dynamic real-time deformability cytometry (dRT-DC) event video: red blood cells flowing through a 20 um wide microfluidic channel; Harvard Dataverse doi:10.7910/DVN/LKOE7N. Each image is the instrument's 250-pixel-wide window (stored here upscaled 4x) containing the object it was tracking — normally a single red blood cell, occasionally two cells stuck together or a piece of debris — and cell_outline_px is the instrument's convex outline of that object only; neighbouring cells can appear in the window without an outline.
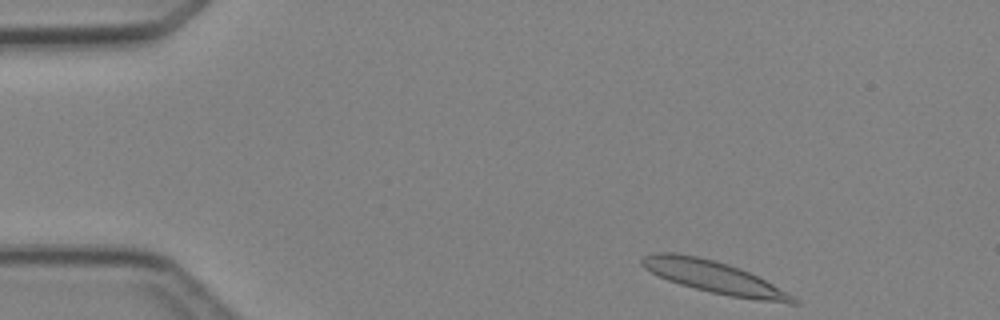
{"species": "Egyptian fruit bat (a non-hibernating species)", "species_latin": "Rousettus aegyptiacus", "temperature_condition": "cold", "stored_images_in_passage": 3, "camera_frame_rate_fps": 3000, "um_per_image_px": 0.085, "animal": {"sex": "female"}, "frame": {"image": 1, "passage_image": 1, "time_ms": 0.0, "image_size_px": [1000, 320], "cell_outline_px": [[800, 304], [788, 304], [728, 296], [680, 284], [668, 280], [644, 268], [640, 264], [640, 260], [644, 256], [656, 252], [676, 252], [716, 260], [740, 268], [772, 284], [792, 296]], "centroid_in_image_um": [60.65, 23.54], "position_along_channel_um": 24.4, "area_um2": 27.92}}